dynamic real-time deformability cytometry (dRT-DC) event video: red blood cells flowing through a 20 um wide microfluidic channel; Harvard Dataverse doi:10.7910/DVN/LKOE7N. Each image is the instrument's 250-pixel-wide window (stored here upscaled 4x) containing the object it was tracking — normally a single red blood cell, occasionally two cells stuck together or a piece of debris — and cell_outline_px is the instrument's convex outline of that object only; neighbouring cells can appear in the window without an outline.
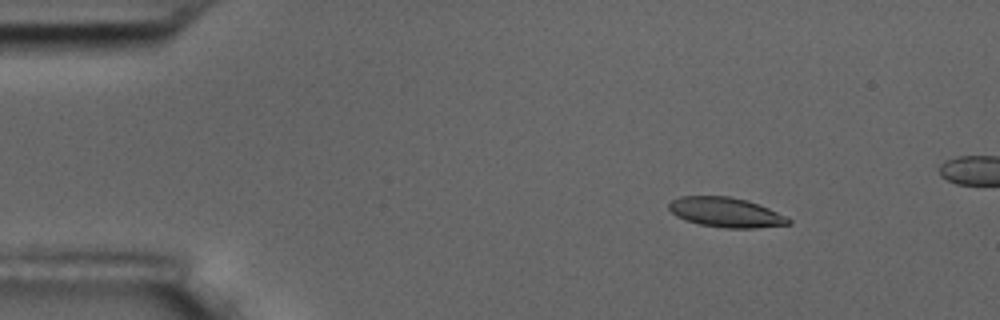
{"species": "common noctule bat (a hibernating species)", "species_latin": "Nyctalus noctula", "temperature_condition": "room temperature", "stored_images_in_passage": 7, "camera_frame_rate_fps": 3000, "um_per_image_px": 0.085, "animal": {"sex": "male", "body_mass_g": 17.5, "forearm_length_mm": 52.3}, "frame": {"image": 1, "passage_image": 3, "time_ms": 2.333, "image_size_px": [1000, 320], "cell_outline_px": [[792, 224], [756, 228], [724, 228], [700, 224], [684, 220], [676, 216], [668, 208], [668, 204], [672, 200], [680, 196], [728, 196], [748, 200], [788, 216], [792, 220]], "centroid_in_image_um": [61.72, 18.05], "position_along_channel_um": 23.3, "area_um2": 20.92}}